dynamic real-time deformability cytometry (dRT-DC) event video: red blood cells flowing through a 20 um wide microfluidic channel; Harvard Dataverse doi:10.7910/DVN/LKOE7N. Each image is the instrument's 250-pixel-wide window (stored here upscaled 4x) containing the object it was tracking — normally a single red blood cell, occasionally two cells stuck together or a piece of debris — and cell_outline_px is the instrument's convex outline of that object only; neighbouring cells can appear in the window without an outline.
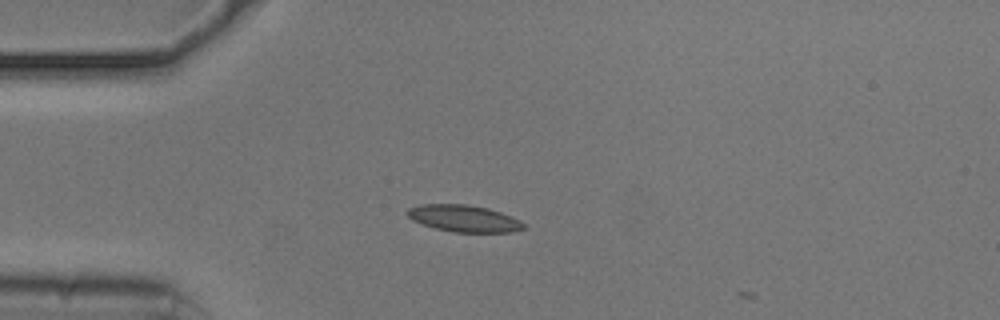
{"species": "common noctule bat (a hibernating species)", "species_latin": "Nyctalus noctula", "temperature_condition": "cold", "stored_images_in_passage": 2, "camera_frame_rate_fps": 3000, "um_per_image_px": 0.085, "animal": {"sex": "male", "body_mass_g": 20.5, "forearm_length_mm": 52.5}, "frame": {"image": 1, "passage_image": 1, "time_ms": 0.0, "image_size_px": [1000, 320], "cell_outline_px": [[524, 228], [512, 232], [452, 232], [436, 228], [412, 220], [408, 216], [408, 208], [420, 204], [468, 204], [488, 208], [500, 212], [520, 220], [524, 224]], "centroid_in_image_um": [39.43, 18.56], "position_along_channel_um": 45.6, "area_um2": 18.03}}